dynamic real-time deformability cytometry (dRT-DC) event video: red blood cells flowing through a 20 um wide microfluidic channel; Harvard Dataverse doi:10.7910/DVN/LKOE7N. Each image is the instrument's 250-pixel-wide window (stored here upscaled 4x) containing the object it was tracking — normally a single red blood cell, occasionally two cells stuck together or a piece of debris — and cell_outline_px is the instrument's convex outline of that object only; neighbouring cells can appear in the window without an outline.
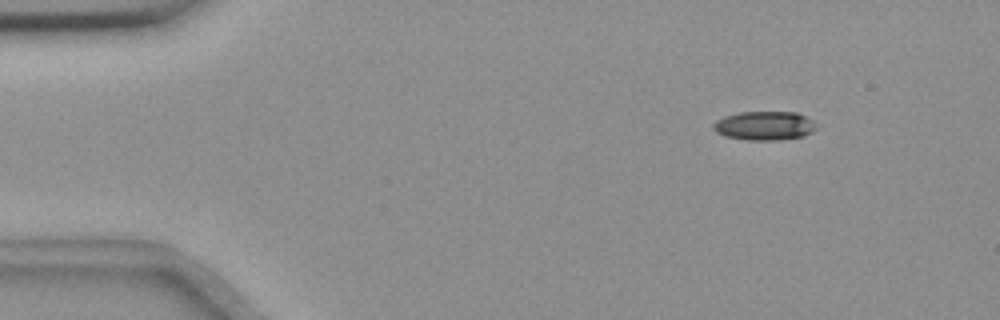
{"species": "common noctule bat (a hibernating species)", "species_latin": "Nyctalus noctula", "temperature_condition": "room temperature", "stored_images_in_passage": 15, "camera_frame_rate_fps": 3000, "um_per_image_px": 0.085, "animal": {"sex": "female", "body_mass_g": 18.4}, "frame": {"image": 1, "passage_image": 7, "time_ms": 2.0, "image_size_px": [1000, 320], "cell_outline_px": [[816, 128], [812, 132], [804, 136], [780, 140], [748, 140], [724, 136], [716, 132], [712, 128], [712, 124], [716, 120], [724, 116], [740, 112], [796, 112], [812, 120]], "centroid_in_image_um": [64.94, 10.69], "position_along_channel_um": 20.1, "area_um2": 17.4}}